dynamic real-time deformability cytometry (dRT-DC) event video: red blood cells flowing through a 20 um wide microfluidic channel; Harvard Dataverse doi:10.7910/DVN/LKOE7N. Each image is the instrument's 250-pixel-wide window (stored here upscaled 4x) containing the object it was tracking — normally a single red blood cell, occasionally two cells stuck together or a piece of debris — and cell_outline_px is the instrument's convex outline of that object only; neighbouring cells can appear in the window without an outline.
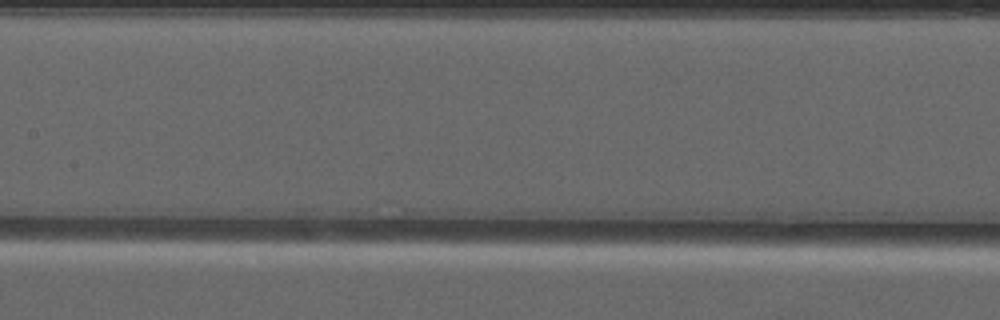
{"species": "common noctule bat (a hibernating species)", "species_latin": "Nyctalus noctula", "temperature_condition": "warm", "stored_images_in_passage": 5, "segment_of_instrument_passage": [1, 2], "camera_frame_rate_fps": 3000, "um_per_image_px": 0.085, "animal": {"sex": "male", "forearm_length_mm": 52.5}, "frame": {"image": 1, "passage_image": 4, "time_ms": 1.0, "image_size_px": [1000, 320], "cell_outline_px": [[608, 224], [576, 228], [508, 224], [504, 212], [532, 204], [592, 212]], "centroid_in_image_um": [46.94, 18.46], "position_along_channel_um": 160.5, "area_um2": 12.14}}